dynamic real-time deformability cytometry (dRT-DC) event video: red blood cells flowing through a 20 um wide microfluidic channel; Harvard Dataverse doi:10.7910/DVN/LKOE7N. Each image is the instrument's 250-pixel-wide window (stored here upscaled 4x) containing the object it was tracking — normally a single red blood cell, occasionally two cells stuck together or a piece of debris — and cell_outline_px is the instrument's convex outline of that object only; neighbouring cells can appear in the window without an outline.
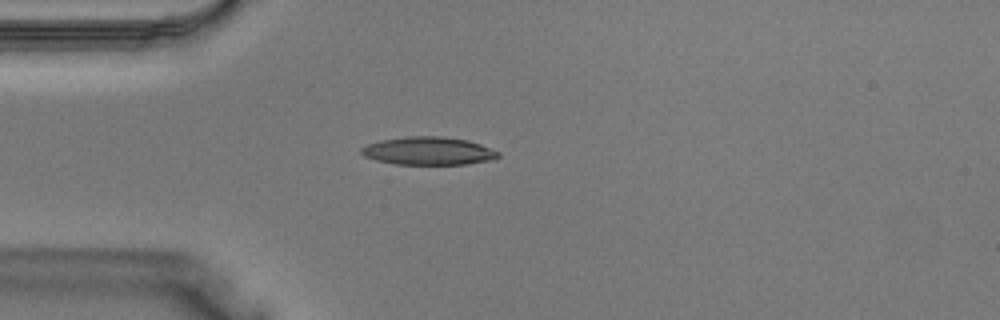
{"species": "Egyptian fruit bat (a non-hibernating species)", "species_latin": "Rousettus aegyptiacus", "temperature_condition": "warm", "stored_images_in_passage": 29, "camera_frame_rate_fps": 3000, "um_per_image_px": 0.085, "animal": {"sex": "male"}, "frame": {"image": 1, "passage_image": 1, "time_ms": 0.0, "image_size_px": [1000, 320], "cell_outline_px": [[500, 156], [492, 160], [464, 164], [396, 164], [376, 160], [364, 156], [360, 152], [360, 148], [368, 144], [380, 140], [404, 136], [440, 136], [468, 140], [480, 144], [500, 152]], "centroid_in_image_um": [36.41, 12.82], "position_along_channel_um": 48.6, "area_um2": 22.37}}
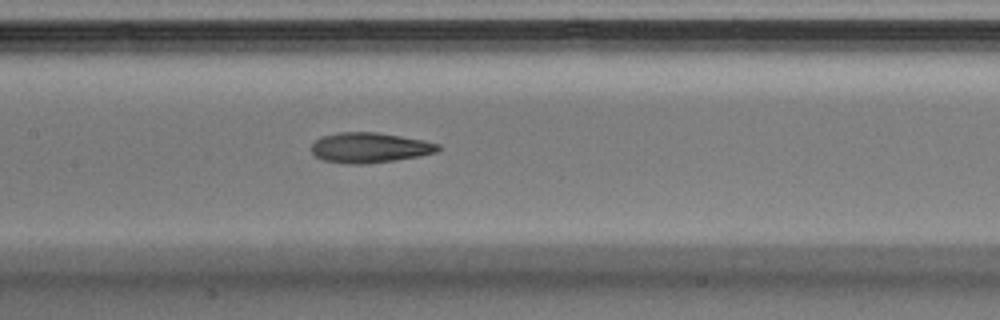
{"frame": {"image": 2, "passage_image": 9, "time_ms": 2.667, "image_size_px": [1000, 320], "cell_outline_px": [[440, 148], [436, 152], [420, 156], [392, 160], [360, 164], [352, 164], [324, 160], [316, 156], [312, 152], [312, 140], [320, 136], [340, 132], [376, 132], [424, 140], [440, 144]], "centroid_in_image_um": [31.4, 12.53], "position_along_channel_um": 176.0, "area_um2": 22.14}}
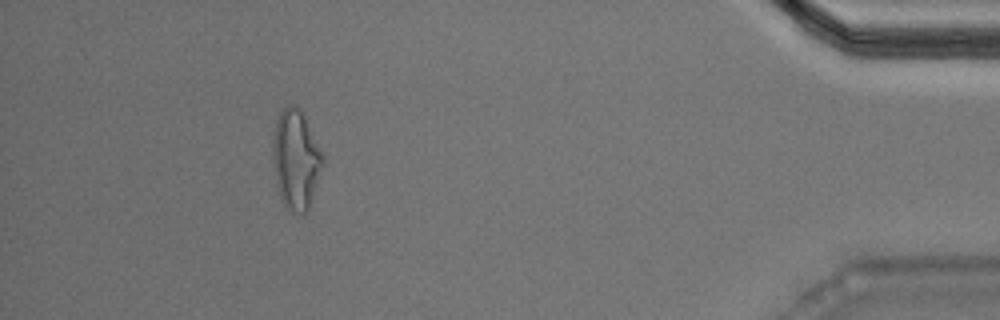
{"frame": {"image": 3, "passage_image": 26, "time_ms": 8.333, "image_size_px": [1000, 320], "cell_outline_px": [[324, 156], [308, 208], [304, 212], [300, 212], [284, 204], [280, 196], [276, 184], [272, 156], [272, 144], [276, 120], [280, 112], [288, 104], [296, 104], [300, 108]], "centroid_in_image_um": [25.11, 13.46], "position_along_channel_um": 410.1, "area_um2": 28.09}}